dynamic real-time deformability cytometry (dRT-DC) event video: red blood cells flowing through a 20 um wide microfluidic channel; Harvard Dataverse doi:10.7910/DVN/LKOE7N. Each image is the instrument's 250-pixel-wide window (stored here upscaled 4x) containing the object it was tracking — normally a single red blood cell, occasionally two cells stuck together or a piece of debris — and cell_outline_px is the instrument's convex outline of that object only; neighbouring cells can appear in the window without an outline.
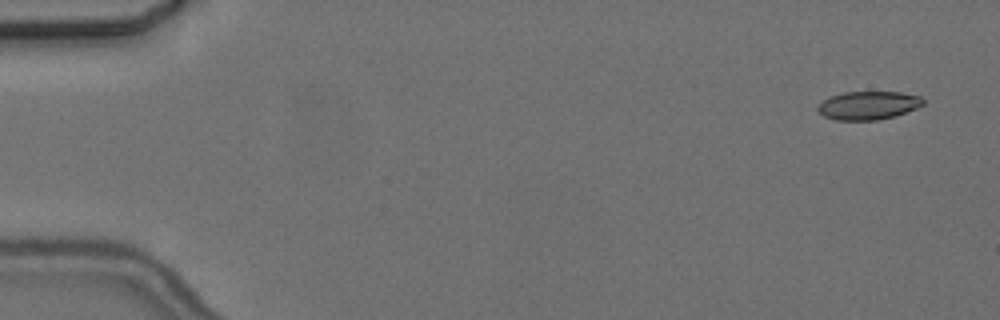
{"species": "common noctule bat (a hibernating species)", "species_latin": "Nyctalus noctula", "temperature_condition": "cold", "stored_images_in_passage": 5, "camera_frame_rate_fps": 3000, "um_per_image_px": 0.085, "animal": {"sex": "female", "body_mass_g": 24.6, "forearm_length_mm": 56.2}, "frame": {"image": 1, "passage_image": 1, "time_ms": 0.0, "image_size_px": [1000, 320], "cell_outline_px": [[924, 104], [916, 108], [896, 116], [876, 120], [836, 120], [824, 116], [816, 108], [824, 100], [832, 96], [844, 92], [900, 92], [920, 96], [924, 100]], "centroid_in_image_um": [73.83, 8.96], "position_along_channel_um": 11.2, "area_um2": 17.28}}
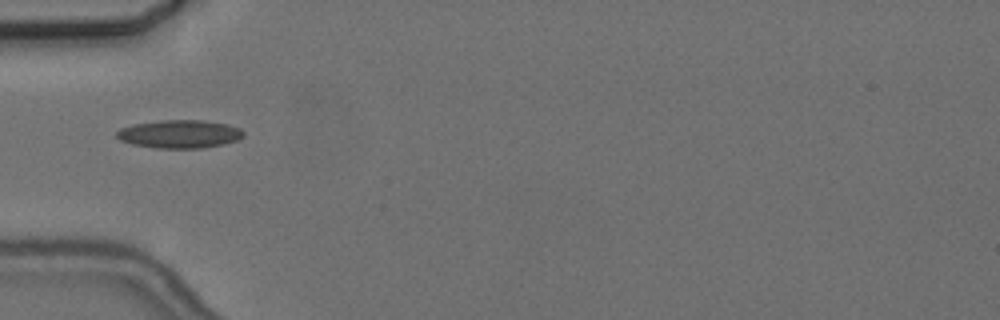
{"frame": {"image": 2, "passage_image": 5, "time_ms": 5.333, "image_size_px": [1000, 320], "cell_outline_px": [[244, 136], [236, 140], [224, 144], [200, 148], [156, 148], [132, 144], [120, 140], [116, 136], [116, 132], [120, 128], [132, 124], [160, 120], [204, 120], [228, 124], [240, 128], [244, 132]], "centroid_in_image_um": [15.25, 11.38], "position_along_channel_um": 69.7, "area_um2": 20.92}}